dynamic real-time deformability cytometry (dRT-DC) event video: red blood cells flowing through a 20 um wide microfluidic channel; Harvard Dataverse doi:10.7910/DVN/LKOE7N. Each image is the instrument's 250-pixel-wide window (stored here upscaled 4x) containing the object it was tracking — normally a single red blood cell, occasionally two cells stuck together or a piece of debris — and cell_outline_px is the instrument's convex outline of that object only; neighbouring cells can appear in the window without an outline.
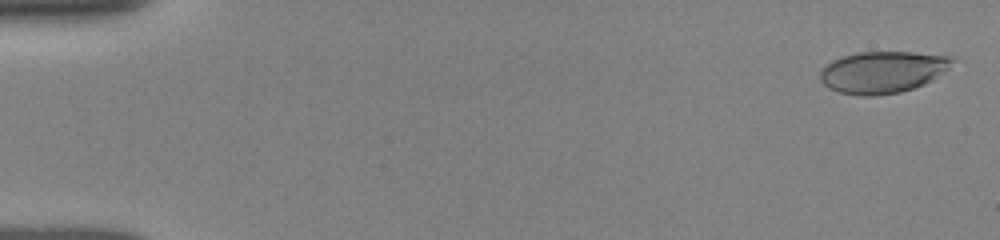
{"species": "human", "species_latin": "Homo sapiens", "temperature_condition": "room temperature", "stored_images_in_passage": 49, "camera_frame_rate_fps": 3000, "um_per_image_px": 0.085, "donor": {"sex": "female"}, "frame": {"image": 1, "passage_image": 1, "time_ms": 0.0, "image_size_px": [1000, 240], "cell_outline_px": [[956, 60], [948, 68], [932, 80], [924, 84], [900, 92], [872, 96], [860, 96], [840, 92], [824, 84], [820, 80], [820, 72], [832, 60], [856, 52], [912, 52], [952, 56]], "centroid_in_image_um": [75.05, 6.12], "position_along_channel_um": 10.0, "area_um2": 31.96}}
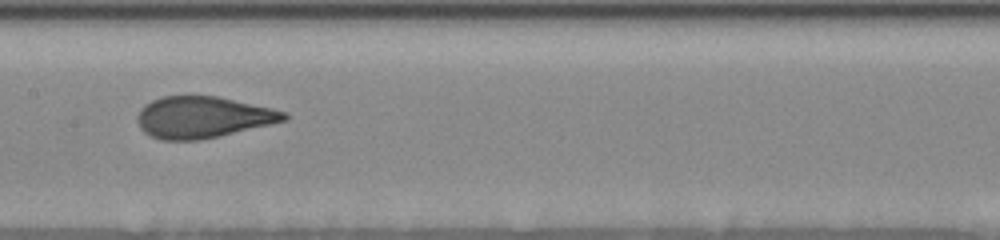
{"frame": {"image": 2, "passage_image": 25, "time_ms": 8.333, "image_size_px": [1000, 240], "cell_outline_px": [[288, 120], [220, 136], [200, 140], [160, 140], [144, 132], [140, 128], [136, 120], [136, 116], [140, 108], [144, 104], [152, 100], [164, 96], [216, 96], [272, 108], [288, 112]], "centroid_in_image_um": [17.22, 9.97], "position_along_channel_um": 190.2, "area_um2": 35.6}}
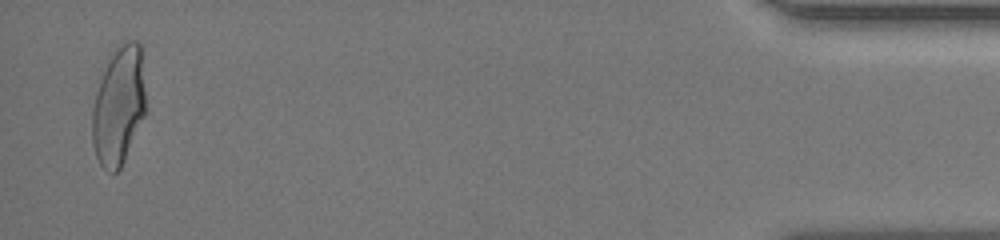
{"frame": {"image": 3, "passage_image": 48, "time_ms": 16.333, "image_size_px": [1000, 240], "cell_outline_px": [[144, 116], [124, 160], [120, 168], [116, 172], [108, 172], [100, 164], [96, 156], [92, 144], [92, 108], [96, 92], [108, 56], [128, 40], [136, 40], [140, 44], [144, 92]], "centroid_in_image_um": [10.05, 9.0], "position_along_channel_um": 425.1, "area_um2": 36.47}, "authors_computed_cell_mechanics": {"area_um2": 35.0846, "velocity_mm_per_s": 3.8977, "shape_relaxation_time_tau1_ms": 4.2532, "shape_relaxation_time_tau2_ms": null, "deformation_change_tau1": 0.1699, "deformation_change_tau2": null}}